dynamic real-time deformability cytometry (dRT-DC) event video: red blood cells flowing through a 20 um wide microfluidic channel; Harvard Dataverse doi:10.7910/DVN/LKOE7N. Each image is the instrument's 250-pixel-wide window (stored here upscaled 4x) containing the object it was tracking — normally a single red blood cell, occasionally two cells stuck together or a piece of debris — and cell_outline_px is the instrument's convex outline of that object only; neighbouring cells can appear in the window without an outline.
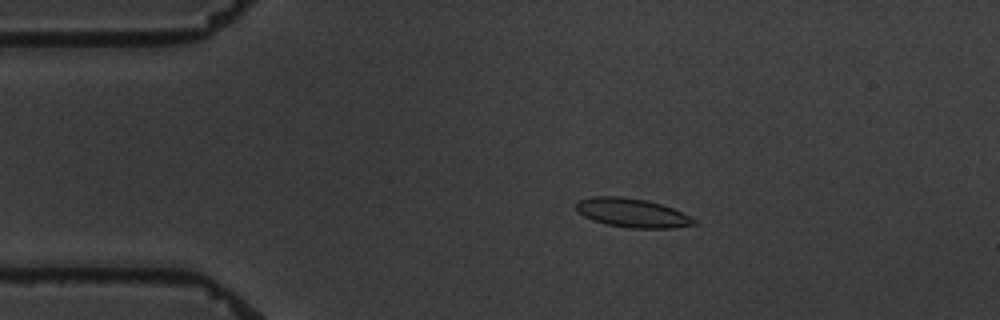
{"species": "common noctule bat (a hibernating species)", "species_latin": "Nyctalus noctula", "temperature_condition": "warm", "stored_images_in_passage": 8, "camera_frame_rate_fps": 3000, "um_per_image_px": 0.085, "animal": {"sex": "male", "body_mass_g": 19.5, "forearm_length_mm": 54.6}, "frame": {"image": 1, "passage_image": 3, "time_ms": 2.333, "image_size_px": [1000, 320], "cell_outline_px": [[696, 224], [672, 228], [632, 228], [608, 224], [592, 220], [584, 216], [576, 208], [576, 204], [580, 200], [592, 196], [620, 196], [648, 200], [672, 208], [696, 220]], "centroid_in_image_um": [53.72, 18.09], "position_along_channel_um": 31.3, "area_um2": 19.59}}
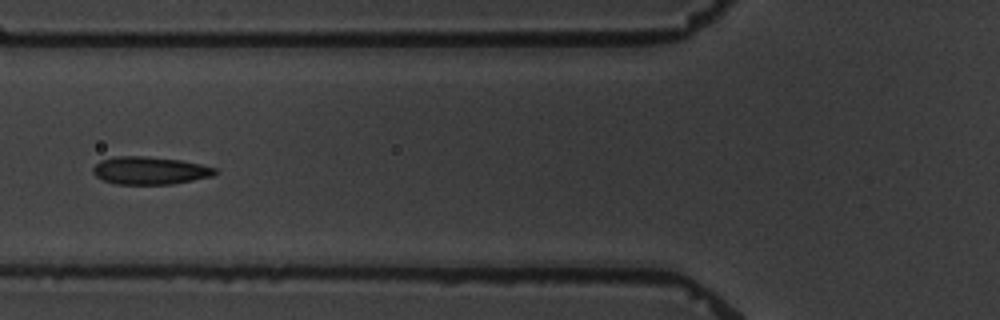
{"frame": {"image": 2, "passage_image": 6, "time_ms": 6.0, "image_size_px": [1000, 320], "cell_outline_px": [[220, 172], [212, 176], [172, 184], [116, 184], [104, 180], [96, 176], [92, 172], [92, 168], [100, 160], [112, 156], [144, 156], [180, 160], [200, 164], [216, 168]], "centroid_in_image_um": [12.73, 14.49], "position_along_channel_um": 113.1, "area_um2": 19.77}}
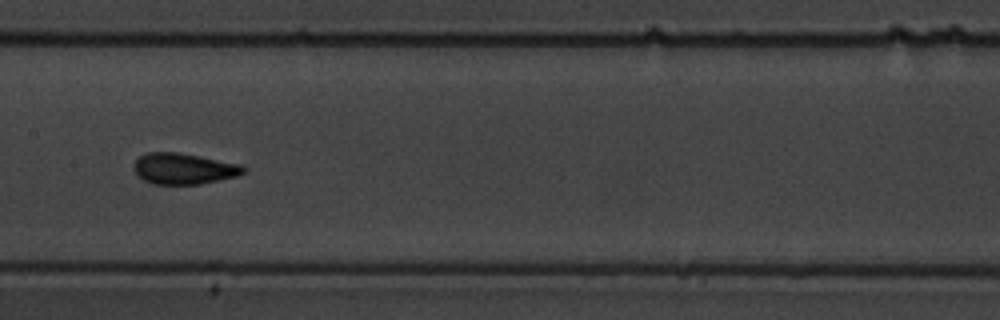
{"frame": {"image": 3, "passage_image": 8, "time_ms": 8.333, "image_size_px": [1000, 320], "cell_outline_px": [[248, 168], [244, 172], [236, 176], [200, 184], [152, 184], [144, 180], [132, 168], [132, 164], [140, 156], [148, 152], [176, 152], [200, 156], [240, 164]], "centroid_in_image_um": [15.6, 14.33], "position_along_channel_um": 191.8, "area_um2": 19.77}}